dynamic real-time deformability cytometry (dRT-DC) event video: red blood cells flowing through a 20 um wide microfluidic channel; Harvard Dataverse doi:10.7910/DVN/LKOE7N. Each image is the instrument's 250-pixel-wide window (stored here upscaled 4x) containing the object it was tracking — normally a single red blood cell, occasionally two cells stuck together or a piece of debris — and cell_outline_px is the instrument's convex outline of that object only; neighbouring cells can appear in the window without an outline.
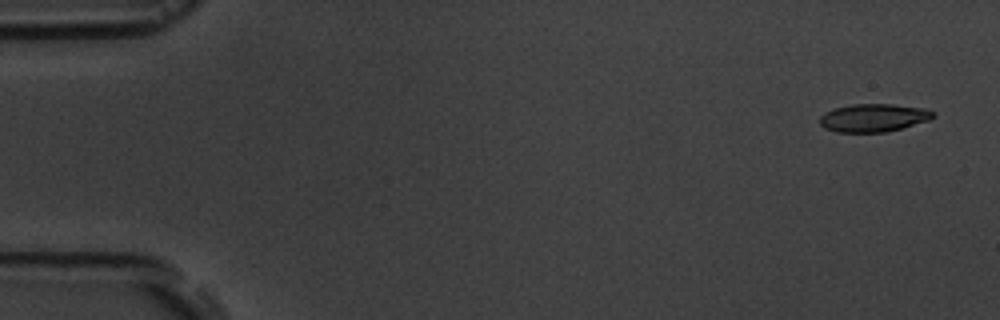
{"species": "common noctule bat (a hibernating species)", "species_latin": "Nyctalus noctula", "temperature_condition": "room temperature", "stored_images_in_passage": 4, "camera_frame_rate_fps": 3000, "um_per_image_px": 0.085, "animal": {"sex": "male", "body_mass_g": 19.5, "forearm_length_mm": 54.6}, "frame": {"image": 1, "passage_image": 1, "time_ms": 0.0, "image_size_px": [1000, 320], "cell_outline_px": [[936, 116], [928, 120], [900, 128], [884, 132], [836, 132], [824, 128], [820, 124], [820, 116], [824, 112], [836, 108], [852, 104], [892, 104], [924, 108], [936, 112]], "centroid_in_image_um": [74.24, 10.0], "position_along_channel_um": 10.8, "area_um2": 18.44}}
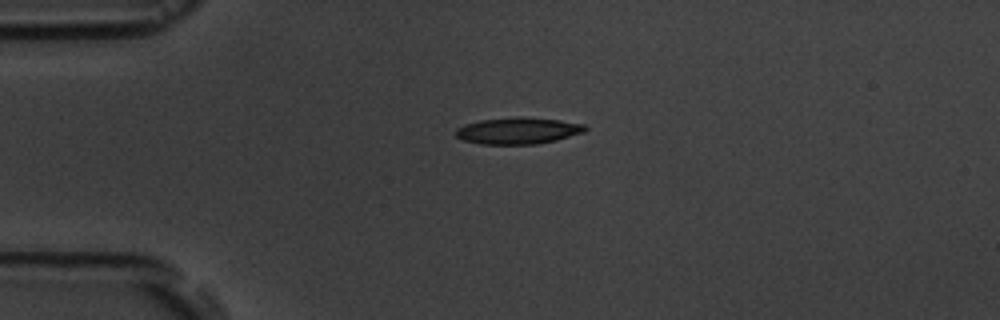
{"frame": {"image": 2, "passage_image": 4, "time_ms": 3.667, "image_size_px": [1000, 320], "cell_outline_px": [[588, 128], [584, 132], [556, 140], [536, 144], [480, 144], [464, 140], [456, 136], [456, 128], [464, 124], [480, 120], [516, 116], [524, 116], [560, 120], [584, 124]], "centroid_in_image_um": [44.03, 11.1], "position_along_channel_um": 41.0, "area_um2": 20.17}}